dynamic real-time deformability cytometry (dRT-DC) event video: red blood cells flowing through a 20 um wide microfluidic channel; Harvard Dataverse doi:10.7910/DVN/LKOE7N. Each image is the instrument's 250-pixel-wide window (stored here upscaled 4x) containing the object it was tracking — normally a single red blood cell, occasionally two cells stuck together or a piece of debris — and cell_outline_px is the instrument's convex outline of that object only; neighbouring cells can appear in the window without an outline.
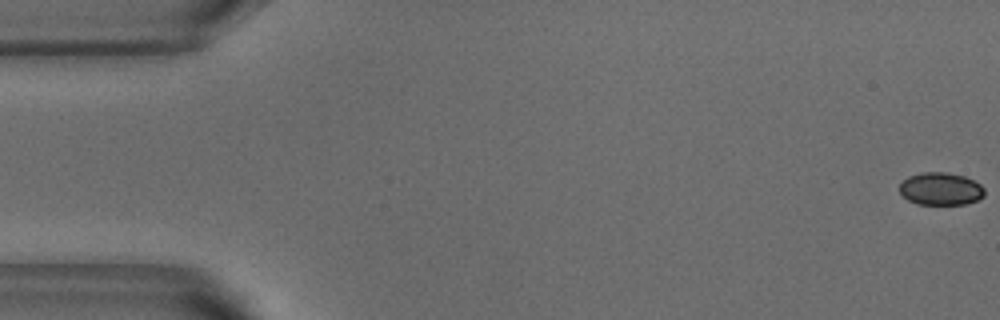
{"species": "common noctule bat (a hibernating species)", "species_latin": "Nyctalus noctula", "temperature_condition": "warm", "stored_images_in_passage": 53, "camera_frame_rate_fps": 3000, "um_per_image_px": 0.085, "animal": {"sex": "male", "body_mass_g": 18.8}, "frame": {"image": 1, "passage_image": 1, "time_ms": 0.0, "image_size_px": [1000, 320], "cell_outline_px": [[984, 196], [976, 200], [964, 204], [916, 204], [908, 200], [900, 192], [900, 184], [908, 176], [920, 172], [948, 172], [964, 176], [980, 184], [984, 188]], "centroid_in_image_um": [79.95, 16.04], "position_along_channel_um": 5.1, "area_um2": 16.13}}
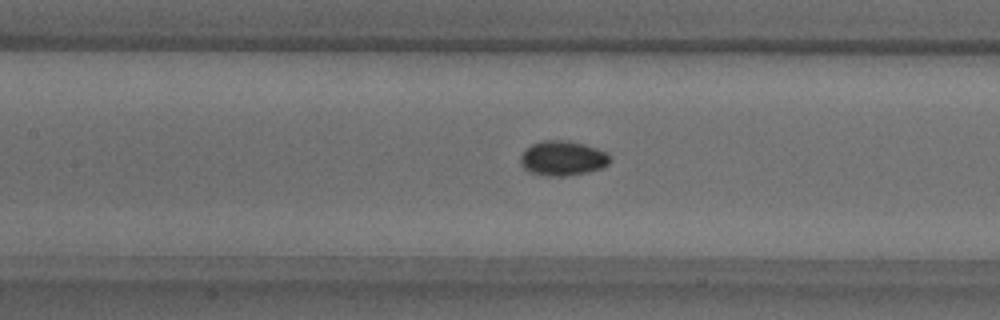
{"frame": {"image": 2, "passage_image": 24, "time_ms": 7.667, "image_size_px": [1000, 320], "cell_outline_px": [[612, 160], [608, 164], [600, 168], [588, 172], [564, 176], [548, 176], [528, 172], [520, 164], [520, 156], [524, 148], [540, 140], [564, 140], [584, 144], [596, 148], [604, 152]], "centroid_in_image_um": [47.77, 13.45], "position_along_channel_um": 159.6, "area_um2": 18.21}}
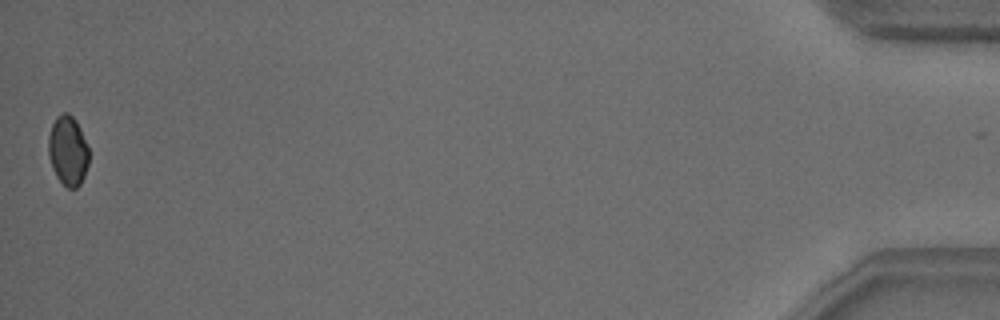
{"frame": {"image": 3, "passage_image": 53, "time_ms": 17.333, "image_size_px": [1000, 320], "cell_outline_px": [[88, 164], [84, 176], [80, 184], [76, 188], [68, 188], [56, 176], [52, 168], [48, 156], [48, 136], [52, 124], [56, 116], [64, 112], [68, 112], [76, 120], [80, 128], [88, 148]], "centroid_in_image_um": [5.76, 12.79], "position_along_channel_um": 429.4, "area_um2": 16.47}, "authors_computed_cell_mechanics": {"area_um2": 17.2244, "velocity_mm_per_s": 3.8109, "shape_relaxation_time_tau1_ms": 3.0989, "shape_relaxation_time_tau2_ms": 2.8547, "deformation_change_tau1": 0.0469, "deformation_change_tau2": 0.031}}